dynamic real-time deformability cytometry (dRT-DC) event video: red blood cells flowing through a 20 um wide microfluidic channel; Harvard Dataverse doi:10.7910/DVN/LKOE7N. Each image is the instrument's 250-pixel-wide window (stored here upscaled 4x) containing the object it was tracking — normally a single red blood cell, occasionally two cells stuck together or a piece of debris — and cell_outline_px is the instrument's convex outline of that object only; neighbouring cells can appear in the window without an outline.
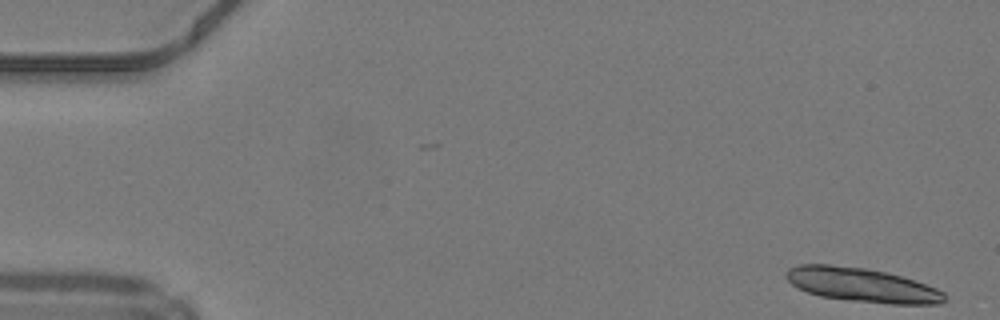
{"species": "common noctule bat (a hibernating species)", "species_latin": "Nyctalus noctula", "temperature_condition": "warm", "stored_images_in_passage": 11, "camera_frame_rate_fps": 3000, "um_per_image_px": 0.085, "animal": {"sex": "male", "body_mass_g": 19.2, "forearm_length_mm": 51.8}, "frame": {"image": 1, "passage_image": 1, "time_ms": 0.0, "image_size_px": [1000, 320], "cell_outline_px": [[944, 300], [940, 304], [888, 304], [852, 300], [820, 296], [808, 292], [792, 284], [784, 276], [784, 272], [788, 268], [800, 264], [832, 264], [868, 268], [900, 276], [936, 288], [944, 292]], "centroid_in_image_um": [73.22, 24.21], "position_along_channel_um": 11.8, "area_um2": 31.27}}